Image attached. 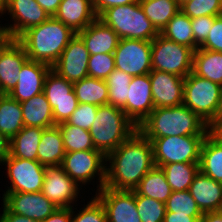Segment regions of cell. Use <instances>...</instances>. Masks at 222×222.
<instances>
[{"mask_svg":"<svg viewBox=\"0 0 222 222\" xmlns=\"http://www.w3.org/2000/svg\"><path fill=\"white\" fill-rule=\"evenodd\" d=\"M138 131L150 142L167 136H207L209 125L184 104L155 108Z\"/></svg>","mask_w":222,"mask_h":222,"instance_id":"7a4b0ae2","label":"cell"},{"mask_svg":"<svg viewBox=\"0 0 222 222\" xmlns=\"http://www.w3.org/2000/svg\"><path fill=\"white\" fill-rule=\"evenodd\" d=\"M199 48L222 53V15L214 20L206 41Z\"/></svg>","mask_w":222,"mask_h":222,"instance_id":"f6af8a7d","label":"cell"},{"mask_svg":"<svg viewBox=\"0 0 222 222\" xmlns=\"http://www.w3.org/2000/svg\"><path fill=\"white\" fill-rule=\"evenodd\" d=\"M199 170L216 182L222 183V141L211 131L201 147Z\"/></svg>","mask_w":222,"mask_h":222,"instance_id":"d4e9b609","label":"cell"},{"mask_svg":"<svg viewBox=\"0 0 222 222\" xmlns=\"http://www.w3.org/2000/svg\"><path fill=\"white\" fill-rule=\"evenodd\" d=\"M192 72L222 86V53L198 48L193 54Z\"/></svg>","mask_w":222,"mask_h":222,"instance_id":"83f0119b","label":"cell"},{"mask_svg":"<svg viewBox=\"0 0 222 222\" xmlns=\"http://www.w3.org/2000/svg\"><path fill=\"white\" fill-rule=\"evenodd\" d=\"M97 109L98 106L94 104L79 103L76 110L65 123L89 131L96 118Z\"/></svg>","mask_w":222,"mask_h":222,"instance_id":"7bdbcfd3","label":"cell"},{"mask_svg":"<svg viewBox=\"0 0 222 222\" xmlns=\"http://www.w3.org/2000/svg\"><path fill=\"white\" fill-rule=\"evenodd\" d=\"M138 1L139 0H93V7L97 17H99L108 8L128 5Z\"/></svg>","mask_w":222,"mask_h":222,"instance_id":"bcb514c9","label":"cell"},{"mask_svg":"<svg viewBox=\"0 0 222 222\" xmlns=\"http://www.w3.org/2000/svg\"><path fill=\"white\" fill-rule=\"evenodd\" d=\"M121 109L137 128L155 109L149 73L132 77L126 104Z\"/></svg>","mask_w":222,"mask_h":222,"instance_id":"ac0fdd59","label":"cell"},{"mask_svg":"<svg viewBox=\"0 0 222 222\" xmlns=\"http://www.w3.org/2000/svg\"><path fill=\"white\" fill-rule=\"evenodd\" d=\"M79 185L62 169L61 165H45L41 192L58 208H72L79 195Z\"/></svg>","mask_w":222,"mask_h":222,"instance_id":"4fadbf2b","label":"cell"},{"mask_svg":"<svg viewBox=\"0 0 222 222\" xmlns=\"http://www.w3.org/2000/svg\"><path fill=\"white\" fill-rule=\"evenodd\" d=\"M4 95L3 94V91H2V87H1V84H0V96Z\"/></svg>","mask_w":222,"mask_h":222,"instance_id":"680465c9","label":"cell"},{"mask_svg":"<svg viewBox=\"0 0 222 222\" xmlns=\"http://www.w3.org/2000/svg\"><path fill=\"white\" fill-rule=\"evenodd\" d=\"M23 127V112L20 102L9 94L0 96V132L11 140Z\"/></svg>","mask_w":222,"mask_h":222,"instance_id":"4dcf8cb0","label":"cell"},{"mask_svg":"<svg viewBox=\"0 0 222 222\" xmlns=\"http://www.w3.org/2000/svg\"><path fill=\"white\" fill-rule=\"evenodd\" d=\"M76 33L50 16L45 22L25 31L17 40L28 59L53 66Z\"/></svg>","mask_w":222,"mask_h":222,"instance_id":"3957f363","label":"cell"},{"mask_svg":"<svg viewBox=\"0 0 222 222\" xmlns=\"http://www.w3.org/2000/svg\"><path fill=\"white\" fill-rule=\"evenodd\" d=\"M64 172L74 180L80 188L96 176H99L97 191L105 184L106 157L98 150L72 151L65 153L61 163ZM96 175V176H95Z\"/></svg>","mask_w":222,"mask_h":222,"instance_id":"9c48e42d","label":"cell"},{"mask_svg":"<svg viewBox=\"0 0 222 222\" xmlns=\"http://www.w3.org/2000/svg\"><path fill=\"white\" fill-rule=\"evenodd\" d=\"M218 16H200L191 19L194 42L200 47L207 39L214 20Z\"/></svg>","mask_w":222,"mask_h":222,"instance_id":"ee69618b","label":"cell"},{"mask_svg":"<svg viewBox=\"0 0 222 222\" xmlns=\"http://www.w3.org/2000/svg\"><path fill=\"white\" fill-rule=\"evenodd\" d=\"M51 69L47 64L27 59L18 74L16 87L9 95L21 103L42 93L45 78Z\"/></svg>","mask_w":222,"mask_h":222,"instance_id":"ffe728a7","label":"cell"},{"mask_svg":"<svg viewBox=\"0 0 222 222\" xmlns=\"http://www.w3.org/2000/svg\"><path fill=\"white\" fill-rule=\"evenodd\" d=\"M65 148L61 131L57 125L46 128L40 138L37 161L42 165H61Z\"/></svg>","mask_w":222,"mask_h":222,"instance_id":"4316f807","label":"cell"},{"mask_svg":"<svg viewBox=\"0 0 222 222\" xmlns=\"http://www.w3.org/2000/svg\"><path fill=\"white\" fill-rule=\"evenodd\" d=\"M8 0H0V14L6 9Z\"/></svg>","mask_w":222,"mask_h":222,"instance_id":"6f0895ef","label":"cell"},{"mask_svg":"<svg viewBox=\"0 0 222 222\" xmlns=\"http://www.w3.org/2000/svg\"><path fill=\"white\" fill-rule=\"evenodd\" d=\"M137 130L121 108L106 104L98 107L89 132L95 149L106 157Z\"/></svg>","mask_w":222,"mask_h":222,"instance_id":"277c9868","label":"cell"},{"mask_svg":"<svg viewBox=\"0 0 222 222\" xmlns=\"http://www.w3.org/2000/svg\"><path fill=\"white\" fill-rule=\"evenodd\" d=\"M135 201L142 222H163L166 213L164 202L139 195L136 191Z\"/></svg>","mask_w":222,"mask_h":222,"instance_id":"f35d334b","label":"cell"},{"mask_svg":"<svg viewBox=\"0 0 222 222\" xmlns=\"http://www.w3.org/2000/svg\"><path fill=\"white\" fill-rule=\"evenodd\" d=\"M43 93L52 109L54 123L66 122L78 106L73 83L59 76L52 69L45 78Z\"/></svg>","mask_w":222,"mask_h":222,"instance_id":"7c38bea8","label":"cell"},{"mask_svg":"<svg viewBox=\"0 0 222 222\" xmlns=\"http://www.w3.org/2000/svg\"><path fill=\"white\" fill-rule=\"evenodd\" d=\"M49 16H54L58 10L61 0H36Z\"/></svg>","mask_w":222,"mask_h":222,"instance_id":"f907efd6","label":"cell"},{"mask_svg":"<svg viewBox=\"0 0 222 222\" xmlns=\"http://www.w3.org/2000/svg\"><path fill=\"white\" fill-rule=\"evenodd\" d=\"M139 195L166 202L172 193L165 174L160 167L154 166L134 189Z\"/></svg>","mask_w":222,"mask_h":222,"instance_id":"d6a6232c","label":"cell"},{"mask_svg":"<svg viewBox=\"0 0 222 222\" xmlns=\"http://www.w3.org/2000/svg\"><path fill=\"white\" fill-rule=\"evenodd\" d=\"M200 222H222V210L203 213Z\"/></svg>","mask_w":222,"mask_h":222,"instance_id":"f5cc1de1","label":"cell"},{"mask_svg":"<svg viewBox=\"0 0 222 222\" xmlns=\"http://www.w3.org/2000/svg\"><path fill=\"white\" fill-rule=\"evenodd\" d=\"M72 208H58L41 222H71Z\"/></svg>","mask_w":222,"mask_h":222,"instance_id":"7dc6e473","label":"cell"},{"mask_svg":"<svg viewBox=\"0 0 222 222\" xmlns=\"http://www.w3.org/2000/svg\"><path fill=\"white\" fill-rule=\"evenodd\" d=\"M95 197L104 206L107 222H142L137 211L135 190H113L103 187Z\"/></svg>","mask_w":222,"mask_h":222,"instance_id":"5bb4252c","label":"cell"},{"mask_svg":"<svg viewBox=\"0 0 222 222\" xmlns=\"http://www.w3.org/2000/svg\"><path fill=\"white\" fill-rule=\"evenodd\" d=\"M206 136H167L151 141L157 167L170 163H199Z\"/></svg>","mask_w":222,"mask_h":222,"instance_id":"52a82bcc","label":"cell"},{"mask_svg":"<svg viewBox=\"0 0 222 222\" xmlns=\"http://www.w3.org/2000/svg\"><path fill=\"white\" fill-rule=\"evenodd\" d=\"M2 164L7 166V177L11 186L4 193H38L44 180V165L38 161L9 155Z\"/></svg>","mask_w":222,"mask_h":222,"instance_id":"8fae6325","label":"cell"},{"mask_svg":"<svg viewBox=\"0 0 222 222\" xmlns=\"http://www.w3.org/2000/svg\"><path fill=\"white\" fill-rule=\"evenodd\" d=\"M77 34L82 38L90 55L113 54L120 41L112 28L99 18Z\"/></svg>","mask_w":222,"mask_h":222,"instance_id":"603a6c76","label":"cell"},{"mask_svg":"<svg viewBox=\"0 0 222 222\" xmlns=\"http://www.w3.org/2000/svg\"><path fill=\"white\" fill-rule=\"evenodd\" d=\"M78 103H89L96 106L109 104L108 85L105 80L85 77L73 83Z\"/></svg>","mask_w":222,"mask_h":222,"instance_id":"f546056e","label":"cell"},{"mask_svg":"<svg viewBox=\"0 0 222 222\" xmlns=\"http://www.w3.org/2000/svg\"><path fill=\"white\" fill-rule=\"evenodd\" d=\"M3 204L14 214L23 215L36 221H43L52 215L58 207L42 192L4 193Z\"/></svg>","mask_w":222,"mask_h":222,"instance_id":"2e32d148","label":"cell"},{"mask_svg":"<svg viewBox=\"0 0 222 222\" xmlns=\"http://www.w3.org/2000/svg\"><path fill=\"white\" fill-rule=\"evenodd\" d=\"M211 132L222 141V120L211 129Z\"/></svg>","mask_w":222,"mask_h":222,"instance_id":"9f6ffc18","label":"cell"},{"mask_svg":"<svg viewBox=\"0 0 222 222\" xmlns=\"http://www.w3.org/2000/svg\"><path fill=\"white\" fill-rule=\"evenodd\" d=\"M181 10L191 19L200 16H221L222 0H185Z\"/></svg>","mask_w":222,"mask_h":222,"instance_id":"ab89813d","label":"cell"},{"mask_svg":"<svg viewBox=\"0 0 222 222\" xmlns=\"http://www.w3.org/2000/svg\"><path fill=\"white\" fill-rule=\"evenodd\" d=\"M28 59L23 45L12 39L0 51V84L3 94H10L16 87L21 67Z\"/></svg>","mask_w":222,"mask_h":222,"instance_id":"44dd1931","label":"cell"},{"mask_svg":"<svg viewBox=\"0 0 222 222\" xmlns=\"http://www.w3.org/2000/svg\"><path fill=\"white\" fill-rule=\"evenodd\" d=\"M73 208L71 222H107L104 206L96 197L87 202V205H84L77 214H75Z\"/></svg>","mask_w":222,"mask_h":222,"instance_id":"60d3db41","label":"cell"},{"mask_svg":"<svg viewBox=\"0 0 222 222\" xmlns=\"http://www.w3.org/2000/svg\"><path fill=\"white\" fill-rule=\"evenodd\" d=\"M139 3L159 33L181 9L179 0H139Z\"/></svg>","mask_w":222,"mask_h":222,"instance_id":"1f68e13d","label":"cell"},{"mask_svg":"<svg viewBox=\"0 0 222 222\" xmlns=\"http://www.w3.org/2000/svg\"><path fill=\"white\" fill-rule=\"evenodd\" d=\"M221 89L191 72L184 78L183 104L210 125L216 118Z\"/></svg>","mask_w":222,"mask_h":222,"instance_id":"8992f818","label":"cell"},{"mask_svg":"<svg viewBox=\"0 0 222 222\" xmlns=\"http://www.w3.org/2000/svg\"><path fill=\"white\" fill-rule=\"evenodd\" d=\"M20 104L23 112L24 126L46 129L56 125L52 109L43 92Z\"/></svg>","mask_w":222,"mask_h":222,"instance_id":"484cf974","label":"cell"},{"mask_svg":"<svg viewBox=\"0 0 222 222\" xmlns=\"http://www.w3.org/2000/svg\"><path fill=\"white\" fill-rule=\"evenodd\" d=\"M194 50L168 40L160 34L151 41L152 70L185 78L193 70Z\"/></svg>","mask_w":222,"mask_h":222,"instance_id":"ba28073f","label":"cell"},{"mask_svg":"<svg viewBox=\"0 0 222 222\" xmlns=\"http://www.w3.org/2000/svg\"><path fill=\"white\" fill-rule=\"evenodd\" d=\"M43 130L41 127L24 126L10 140V155L37 161L38 146Z\"/></svg>","mask_w":222,"mask_h":222,"instance_id":"f1b7e54d","label":"cell"},{"mask_svg":"<svg viewBox=\"0 0 222 222\" xmlns=\"http://www.w3.org/2000/svg\"><path fill=\"white\" fill-rule=\"evenodd\" d=\"M154 107H173L183 104L184 78L159 70L149 73Z\"/></svg>","mask_w":222,"mask_h":222,"instance_id":"d6986e66","label":"cell"},{"mask_svg":"<svg viewBox=\"0 0 222 222\" xmlns=\"http://www.w3.org/2000/svg\"><path fill=\"white\" fill-rule=\"evenodd\" d=\"M98 18L110 26L120 39L153 41L159 35L139 1L108 8Z\"/></svg>","mask_w":222,"mask_h":222,"instance_id":"5b68a950","label":"cell"},{"mask_svg":"<svg viewBox=\"0 0 222 222\" xmlns=\"http://www.w3.org/2000/svg\"><path fill=\"white\" fill-rule=\"evenodd\" d=\"M220 120H222V89H221L220 100H219V104L217 108L216 118L209 125V128L212 129Z\"/></svg>","mask_w":222,"mask_h":222,"instance_id":"11a10c76","label":"cell"},{"mask_svg":"<svg viewBox=\"0 0 222 222\" xmlns=\"http://www.w3.org/2000/svg\"><path fill=\"white\" fill-rule=\"evenodd\" d=\"M188 190L202 213L222 210V183L216 182L200 170Z\"/></svg>","mask_w":222,"mask_h":222,"instance_id":"cb8c5ba5","label":"cell"},{"mask_svg":"<svg viewBox=\"0 0 222 222\" xmlns=\"http://www.w3.org/2000/svg\"><path fill=\"white\" fill-rule=\"evenodd\" d=\"M132 76L122 70L114 69L105 79L108 85L109 104L122 108L128 98L129 84Z\"/></svg>","mask_w":222,"mask_h":222,"instance_id":"8d00e7d4","label":"cell"},{"mask_svg":"<svg viewBox=\"0 0 222 222\" xmlns=\"http://www.w3.org/2000/svg\"><path fill=\"white\" fill-rule=\"evenodd\" d=\"M89 51L82 38L76 35L69 41L52 70L72 83L88 76Z\"/></svg>","mask_w":222,"mask_h":222,"instance_id":"9a60e30c","label":"cell"},{"mask_svg":"<svg viewBox=\"0 0 222 222\" xmlns=\"http://www.w3.org/2000/svg\"><path fill=\"white\" fill-rule=\"evenodd\" d=\"M202 216H187L186 214H175L166 212L163 222H200Z\"/></svg>","mask_w":222,"mask_h":222,"instance_id":"681fc988","label":"cell"},{"mask_svg":"<svg viewBox=\"0 0 222 222\" xmlns=\"http://www.w3.org/2000/svg\"><path fill=\"white\" fill-rule=\"evenodd\" d=\"M12 40L7 26L0 25V51Z\"/></svg>","mask_w":222,"mask_h":222,"instance_id":"db71d44e","label":"cell"},{"mask_svg":"<svg viewBox=\"0 0 222 222\" xmlns=\"http://www.w3.org/2000/svg\"><path fill=\"white\" fill-rule=\"evenodd\" d=\"M10 155V140L0 132V165Z\"/></svg>","mask_w":222,"mask_h":222,"instance_id":"816d5d0a","label":"cell"},{"mask_svg":"<svg viewBox=\"0 0 222 222\" xmlns=\"http://www.w3.org/2000/svg\"><path fill=\"white\" fill-rule=\"evenodd\" d=\"M106 165L104 187L132 191L155 166L152 144L137 130L106 156Z\"/></svg>","mask_w":222,"mask_h":222,"instance_id":"6da1fadb","label":"cell"},{"mask_svg":"<svg viewBox=\"0 0 222 222\" xmlns=\"http://www.w3.org/2000/svg\"><path fill=\"white\" fill-rule=\"evenodd\" d=\"M160 168L172 191H185L199 172V163H170Z\"/></svg>","mask_w":222,"mask_h":222,"instance_id":"e575fe53","label":"cell"},{"mask_svg":"<svg viewBox=\"0 0 222 222\" xmlns=\"http://www.w3.org/2000/svg\"><path fill=\"white\" fill-rule=\"evenodd\" d=\"M115 69L113 54H95L89 56L88 76L105 80Z\"/></svg>","mask_w":222,"mask_h":222,"instance_id":"b9f144b4","label":"cell"},{"mask_svg":"<svg viewBox=\"0 0 222 222\" xmlns=\"http://www.w3.org/2000/svg\"><path fill=\"white\" fill-rule=\"evenodd\" d=\"M63 137L65 153L72 151L96 150L90 132L65 122L57 125Z\"/></svg>","mask_w":222,"mask_h":222,"instance_id":"d590c367","label":"cell"},{"mask_svg":"<svg viewBox=\"0 0 222 222\" xmlns=\"http://www.w3.org/2000/svg\"><path fill=\"white\" fill-rule=\"evenodd\" d=\"M159 34L168 40L188 46L194 51L199 48V46L194 42L191 18L181 9L168 22V24L161 30Z\"/></svg>","mask_w":222,"mask_h":222,"instance_id":"836d02e7","label":"cell"},{"mask_svg":"<svg viewBox=\"0 0 222 222\" xmlns=\"http://www.w3.org/2000/svg\"><path fill=\"white\" fill-rule=\"evenodd\" d=\"M113 55L115 69L132 77L152 71L151 41L120 39Z\"/></svg>","mask_w":222,"mask_h":222,"instance_id":"30bf717a","label":"cell"},{"mask_svg":"<svg viewBox=\"0 0 222 222\" xmlns=\"http://www.w3.org/2000/svg\"><path fill=\"white\" fill-rule=\"evenodd\" d=\"M166 212L186 214L187 216H203L189 190L172 191L165 202Z\"/></svg>","mask_w":222,"mask_h":222,"instance_id":"74e56055","label":"cell"},{"mask_svg":"<svg viewBox=\"0 0 222 222\" xmlns=\"http://www.w3.org/2000/svg\"><path fill=\"white\" fill-rule=\"evenodd\" d=\"M53 17L75 33L82 31L98 18L93 7V0H61Z\"/></svg>","mask_w":222,"mask_h":222,"instance_id":"7402d4cb","label":"cell"},{"mask_svg":"<svg viewBox=\"0 0 222 222\" xmlns=\"http://www.w3.org/2000/svg\"><path fill=\"white\" fill-rule=\"evenodd\" d=\"M3 213L0 214V222H39L23 215H17L12 213L4 204Z\"/></svg>","mask_w":222,"mask_h":222,"instance_id":"c3c4849f","label":"cell"},{"mask_svg":"<svg viewBox=\"0 0 222 222\" xmlns=\"http://www.w3.org/2000/svg\"><path fill=\"white\" fill-rule=\"evenodd\" d=\"M10 15L13 24H7L12 39H18L28 29L45 22L50 16L36 0H8L4 13Z\"/></svg>","mask_w":222,"mask_h":222,"instance_id":"e0dca14e","label":"cell"}]
</instances>
